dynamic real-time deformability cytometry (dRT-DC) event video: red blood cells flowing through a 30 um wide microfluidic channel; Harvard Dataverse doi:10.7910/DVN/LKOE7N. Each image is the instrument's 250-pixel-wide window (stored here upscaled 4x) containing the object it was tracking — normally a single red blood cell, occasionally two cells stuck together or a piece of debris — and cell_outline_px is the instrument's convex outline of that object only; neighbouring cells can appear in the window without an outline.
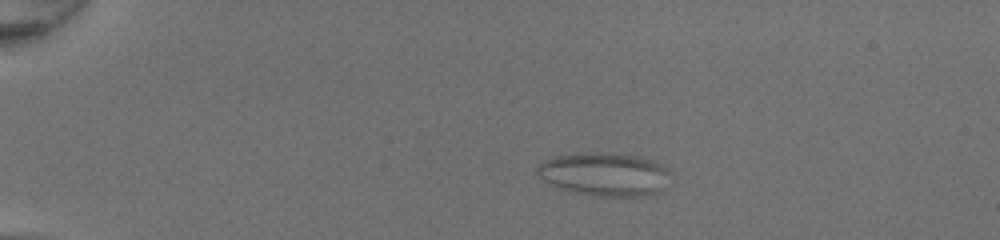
{"species": "common noctule bat (a hibernating species)", "species_latin": "Nyctalus noctula", "temperature_condition": "room temperature", "stored_images_in_passage": 40, "camera_frame_rate_fps": 3000, "um_per_image_px": 0.085, "animal": {"sex": "female", "body_mass_g": 20.0, "forearm_length_mm": 54.0}, "frame": {"image": 1, "passage_image": 1, "time_ms": 0.0, "image_size_px": [1000, 240], "cell_outline_px": [[668, 188], [660, 192], [644, 196], [592, 196], [560, 188], [544, 180], [536, 172], [536, 168], [544, 160], [556, 156], [592, 152], [612, 152], [636, 156], [652, 160], [664, 164], [668, 168]], "centroid_in_image_um": [51.45, 14.81], "position_along_channel_um": 33.5, "area_um2": 33.87}}
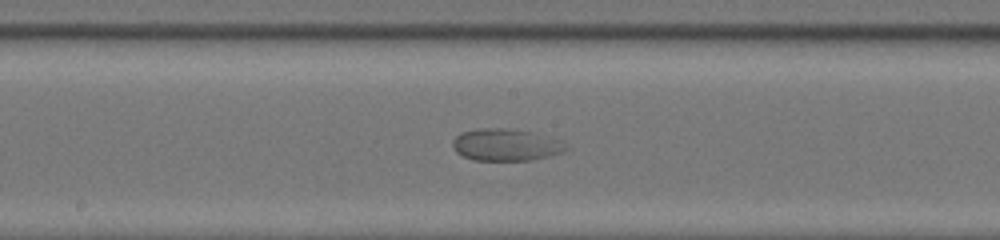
{"frame": {"image": 2, "passage_image": 19, "time_ms": 6.0, "image_size_px": [1000, 240], "cell_outline_px": [[572, 148], [564, 152], [532, 160], [472, 160], [456, 152], [452, 144], [452, 140], [460, 132], [476, 128], [504, 128], [532, 132], [560, 140]], "centroid_in_image_um": [43.01, 12.3], "position_along_channel_um": 205.2, "area_um2": 21.33}}
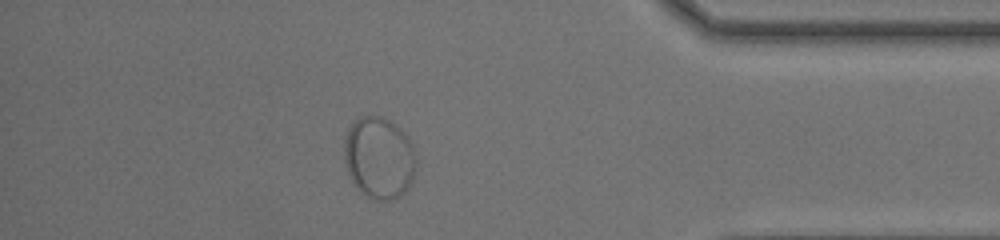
{"frame": {"image": 3, "passage_image": 35, "time_ms": 11.333, "image_size_px": [1000, 240], "cell_outline_px": [[416, 164], [412, 180], [408, 188], [400, 196], [392, 200], [376, 200], [368, 196], [356, 188], [348, 172], [344, 160], [344, 140], [348, 128], [360, 116], [380, 116], [388, 120], [400, 128], [408, 136], [416, 160]], "centroid_in_image_um": [32.21, 13.41], "position_along_channel_um": 403.0, "area_um2": 34.28}}